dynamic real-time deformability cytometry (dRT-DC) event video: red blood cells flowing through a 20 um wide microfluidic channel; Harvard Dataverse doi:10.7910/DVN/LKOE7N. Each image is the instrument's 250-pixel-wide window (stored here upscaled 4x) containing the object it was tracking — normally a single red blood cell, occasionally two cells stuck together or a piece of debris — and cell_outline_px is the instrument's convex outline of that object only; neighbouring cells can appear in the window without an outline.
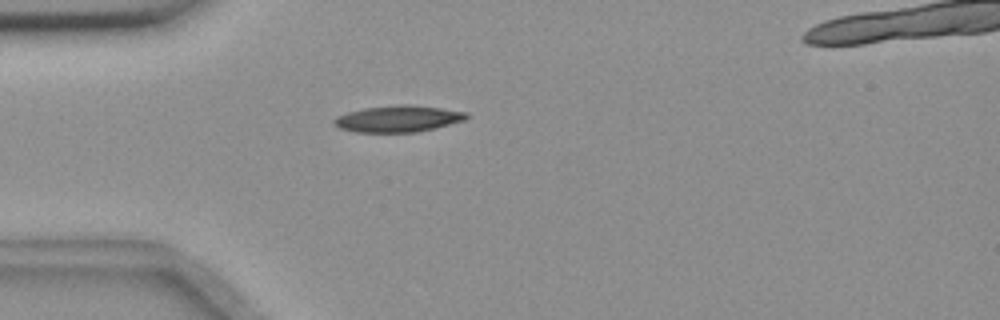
{"species": "common noctule bat (a hibernating species)", "species_latin": "Nyctalus noctula", "temperature_condition": "room temperature", "stored_images_in_passage": 43, "camera_frame_rate_fps": 3000, "um_per_image_px": 0.085, "animal": {"sex": "female", "body_mass_g": 18.4}, "frame": {"image": 1, "passage_image": 3, "time_ms": 0.667, "image_size_px": [1000, 320], "cell_outline_px": [[468, 116], [464, 120], [416, 132], [356, 132], [340, 128], [332, 124], [332, 120], [336, 116], [348, 112], [364, 108], [404, 104], [408, 104], [440, 108], [468, 112]], "centroid_in_image_um": [33.79, 10.09], "position_along_channel_um": 51.2, "area_um2": 20.23}}
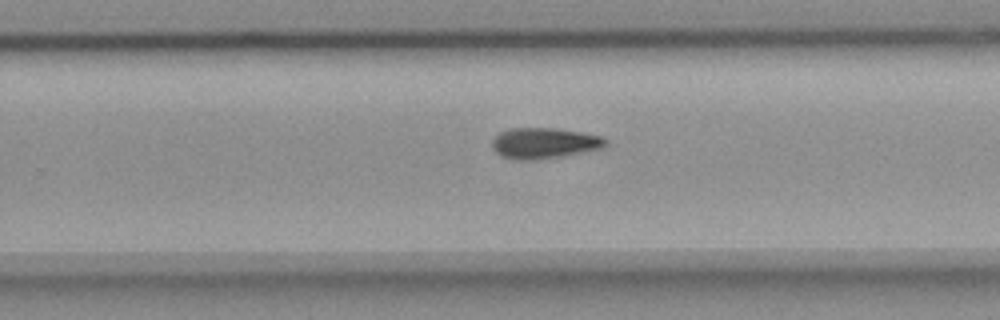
{"frame": {"image": 2, "passage_image": 23, "time_ms": 7.333, "image_size_px": [1000, 320], "cell_outline_px": [[608, 144], [600, 148], [564, 156], [524, 160], [500, 156], [492, 148], [492, 140], [500, 132], [508, 128], [556, 128], [580, 132], [600, 136], [608, 140]], "centroid_in_image_um": [46.24, 12.15], "position_along_channel_um": 283.6, "area_um2": 20.17}}
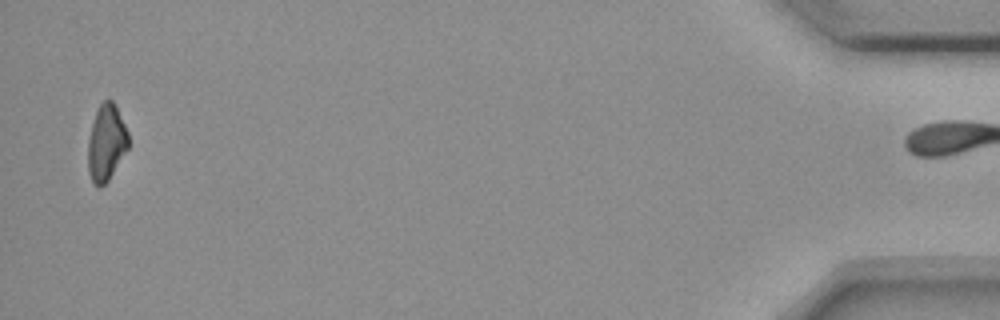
{"frame": {"image": 3, "passage_image": 42, "time_ms": 13.667, "image_size_px": [1000, 320], "cell_outline_px": [[128, 148], [108, 180], [100, 188], [92, 180], [88, 172], [88, 140], [92, 124], [96, 112], [100, 104], [104, 100], [112, 100], [116, 104], [128, 132]], "centroid_in_image_um": [9.04, 12.11], "position_along_channel_um": 426.2, "area_um2": 17.8}, "authors_computed_cell_mechanics": {"area_um2": 19.652, "velocity_mm_per_s": 3.6492, "shape_relaxation_time_tau1_ms": 5.6342, "shape_relaxation_time_tau2_ms": null, "deformation_change_tau1": 0.1501, "deformation_change_tau2": null}}